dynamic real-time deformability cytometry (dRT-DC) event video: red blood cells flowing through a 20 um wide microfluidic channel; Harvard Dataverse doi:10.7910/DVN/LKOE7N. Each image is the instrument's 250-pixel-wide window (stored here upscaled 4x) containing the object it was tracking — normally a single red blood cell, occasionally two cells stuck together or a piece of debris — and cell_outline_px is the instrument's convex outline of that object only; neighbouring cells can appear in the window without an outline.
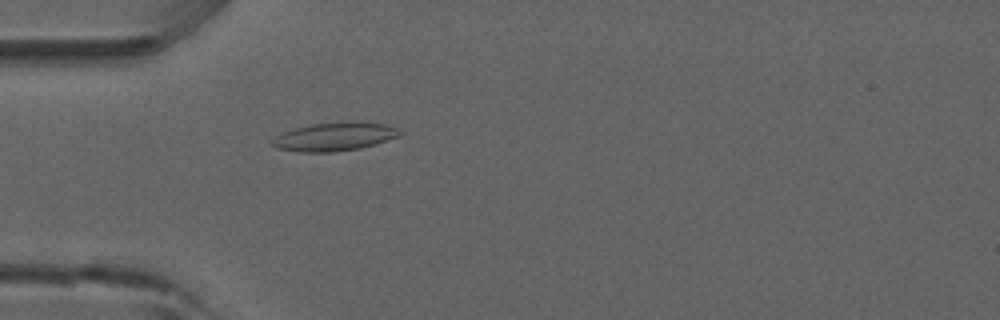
{"species": "common noctule bat (a hibernating species)", "species_latin": "Nyctalus noctula", "temperature_condition": "room temperature", "stored_images_in_passage": 53, "camera_frame_rate_fps": 3000, "um_per_image_px": 0.085, "animal": {"sex": "male", "forearm_length_mm": 52.5}, "frame": {"image": 1, "passage_image": 16, "time_ms": 5.0, "image_size_px": [1000, 320], "cell_outline_px": [[404, 132], [400, 136], [376, 144], [360, 148], [332, 152], [300, 152], [276, 148], [272, 144], [272, 140], [276, 136], [292, 128], [312, 124], [344, 120], [360, 120], [388, 124]], "centroid_in_image_um": [28.5, 11.58], "position_along_channel_um": 56.5, "area_um2": 21.73}}
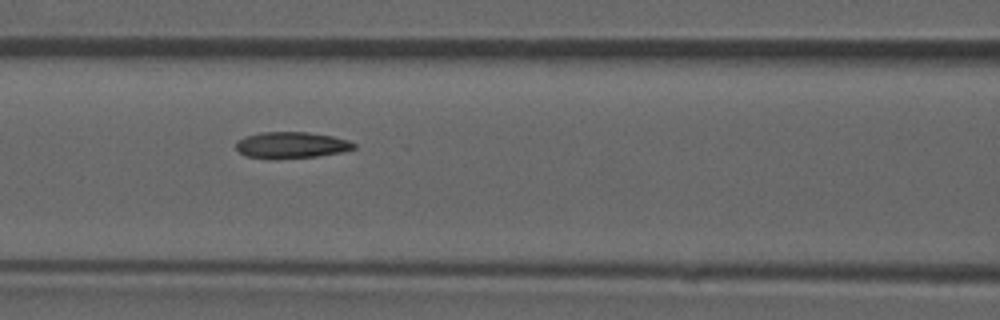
{"frame": {"image": 2, "passage_image": 23, "time_ms": 7.333, "image_size_px": [1000, 320], "cell_outline_px": [[356, 148], [340, 152], [316, 156], [276, 160], [244, 156], [236, 148], [236, 140], [244, 136], [260, 132], [308, 132], [332, 136], [348, 140], [356, 144]], "centroid_in_image_um": [24.71, 12.34], "position_along_channel_um": 141.9, "area_um2": 18.38}, "authors_computed_cell_mechanics": {"area_um2": 18.3804, "velocity_mm_per_s": 3.8846, "shape_relaxation_time_tau1_ms": null, "shape_relaxation_time_tau2_ms": 3.574, "deformation_change_tau1": null, "deformation_change_tau2": 0.0988}}